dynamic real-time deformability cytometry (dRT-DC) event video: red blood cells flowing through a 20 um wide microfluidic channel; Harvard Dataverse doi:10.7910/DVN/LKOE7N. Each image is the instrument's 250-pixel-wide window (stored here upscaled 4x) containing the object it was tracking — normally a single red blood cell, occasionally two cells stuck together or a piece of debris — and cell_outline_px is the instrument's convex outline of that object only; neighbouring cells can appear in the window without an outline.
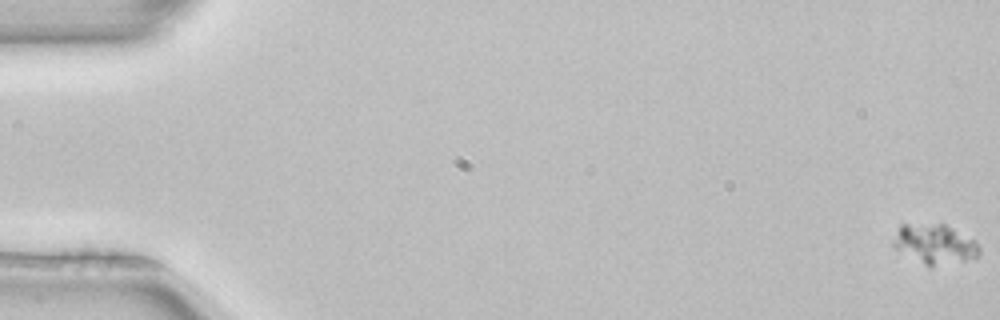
{"species": "common noctule bat (a hibernating species)", "species_latin": "Nyctalus noctula", "temperature_condition": "room temperature", "stored_images_in_passage": 55, "camera_frame_rate_fps": 3000, "um_per_image_px": 0.085, "animal": {"sex": "female", "body_mass_g": 22.7, "forearm_length_mm": 54.2}, "frame": {"image": 1, "passage_image": 1, "time_ms": 0.0, "image_size_px": [1000, 320], "cell_outline_px": [[980, 252], [976, 256], [964, 260], [932, 268], [928, 268], [896, 248], [892, 244], [892, 240], [900, 224], [944, 224], [976, 240], [980, 248]], "centroid_in_image_um": [79.44, 20.76], "position_along_channel_um": 5.6, "area_um2": 19.94}}